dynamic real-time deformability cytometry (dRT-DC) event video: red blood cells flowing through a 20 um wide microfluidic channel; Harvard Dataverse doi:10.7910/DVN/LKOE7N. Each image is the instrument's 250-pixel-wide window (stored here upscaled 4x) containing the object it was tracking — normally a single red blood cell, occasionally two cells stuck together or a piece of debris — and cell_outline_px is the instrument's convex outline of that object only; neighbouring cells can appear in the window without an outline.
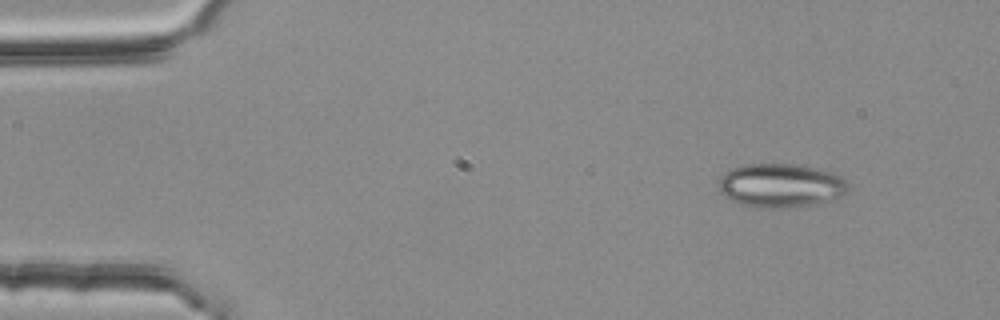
{"species": "common noctule bat (a hibernating species)", "species_latin": "Nyctalus noctula", "temperature_condition": "room temperature", "stored_images_in_passage": 2, "camera_frame_rate_fps": 3000, "um_per_image_px": 0.085, "animal": {"sex": "female", "body_mass_g": 25.1}, "frame": {"image": 1, "passage_image": 2, "time_ms": 0.333, "image_size_px": [1000, 320], "cell_outline_px": [[848, 192], [844, 196], [832, 200], [812, 204], [772, 208], [740, 204], [724, 196], [716, 188], [716, 184], [720, 176], [724, 172], [732, 168], [744, 164], [792, 164], [816, 168], [832, 172], [840, 176], [848, 184]], "centroid_in_image_um": [66.33, 15.75], "position_along_channel_um": 18.7, "area_um2": 33.12}}